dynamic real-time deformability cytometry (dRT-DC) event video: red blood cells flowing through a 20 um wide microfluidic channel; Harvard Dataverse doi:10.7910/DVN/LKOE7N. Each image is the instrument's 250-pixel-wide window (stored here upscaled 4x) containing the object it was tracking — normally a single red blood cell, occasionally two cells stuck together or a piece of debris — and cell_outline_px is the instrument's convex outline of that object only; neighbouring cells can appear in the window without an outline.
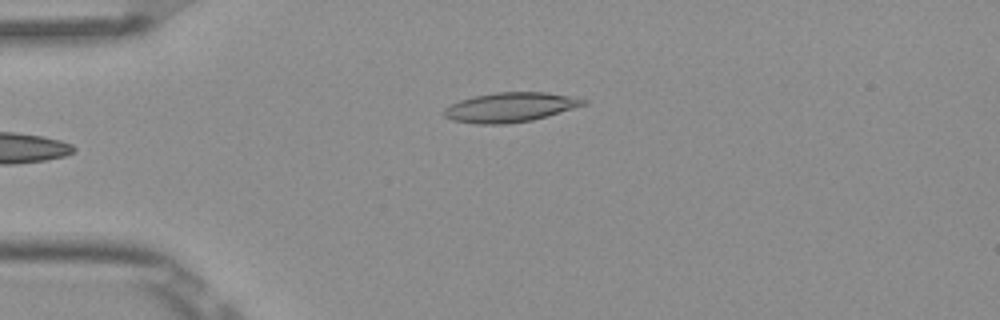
{"species": "Egyptian fruit bat (a non-hibernating species)", "species_latin": "Rousettus aegyptiacus", "temperature_condition": "room temperature", "stored_images_in_passage": 4, "camera_frame_rate_fps": 3000, "um_per_image_px": 0.085, "frame": {"image": 1, "passage_image": 4, "time_ms": 1.0, "image_size_px": [1000, 320], "cell_outline_px": [[588, 104], [548, 116], [532, 120], [504, 124], [476, 124], [452, 120], [444, 116], [444, 108], [460, 100], [476, 96], [496, 92], [544, 92], [568, 96], [588, 100]], "centroid_in_image_um": [43.38, 9.12], "position_along_channel_um": 41.6, "area_um2": 23.87}}